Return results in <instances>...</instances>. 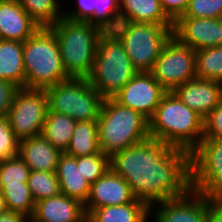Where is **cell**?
<instances>
[{
	"instance_id": "d4e9b609",
	"label": "cell",
	"mask_w": 222,
	"mask_h": 222,
	"mask_svg": "<svg viewBox=\"0 0 222 222\" xmlns=\"http://www.w3.org/2000/svg\"><path fill=\"white\" fill-rule=\"evenodd\" d=\"M76 123L77 121L69 115L48 111L40 135L54 147L65 152Z\"/></svg>"
},
{
	"instance_id": "83f0119b",
	"label": "cell",
	"mask_w": 222,
	"mask_h": 222,
	"mask_svg": "<svg viewBox=\"0 0 222 222\" xmlns=\"http://www.w3.org/2000/svg\"><path fill=\"white\" fill-rule=\"evenodd\" d=\"M196 78L222 82V45L196 50Z\"/></svg>"
},
{
	"instance_id": "74e56055",
	"label": "cell",
	"mask_w": 222,
	"mask_h": 222,
	"mask_svg": "<svg viewBox=\"0 0 222 222\" xmlns=\"http://www.w3.org/2000/svg\"><path fill=\"white\" fill-rule=\"evenodd\" d=\"M205 222H222V201H215L208 208Z\"/></svg>"
},
{
	"instance_id": "4316f807",
	"label": "cell",
	"mask_w": 222,
	"mask_h": 222,
	"mask_svg": "<svg viewBox=\"0 0 222 222\" xmlns=\"http://www.w3.org/2000/svg\"><path fill=\"white\" fill-rule=\"evenodd\" d=\"M17 1L40 27H51L63 17L64 11L60 10L62 8L61 0Z\"/></svg>"
},
{
	"instance_id": "f1b7e54d",
	"label": "cell",
	"mask_w": 222,
	"mask_h": 222,
	"mask_svg": "<svg viewBox=\"0 0 222 222\" xmlns=\"http://www.w3.org/2000/svg\"><path fill=\"white\" fill-rule=\"evenodd\" d=\"M1 191L8 211L19 212L27 218L32 217L35 209V201L27 183L6 185Z\"/></svg>"
},
{
	"instance_id": "ba28073f",
	"label": "cell",
	"mask_w": 222,
	"mask_h": 222,
	"mask_svg": "<svg viewBox=\"0 0 222 222\" xmlns=\"http://www.w3.org/2000/svg\"><path fill=\"white\" fill-rule=\"evenodd\" d=\"M48 111L79 121H97L104 101L87 79L70 78L46 88Z\"/></svg>"
},
{
	"instance_id": "52a82bcc",
	"label": "cell",
	"mask_w": 222,
	"mask_h": 222,
	"mask_svg": "<svg viewBox=\"0 0 222 222\" xmlns=\"http://www.w3.org/2000/svg\"><path fill=\"white\" fill-rule=\"evenodd\" d=\"M174 25L119 22L112 30L122 41L138 72H151L164 45L173 36Z\"/></svg>"
},
{
	"instance_id": "7402d4cb",
	"label": "cell",
	"mask_w": 222,
	"mask_h": 222,
	"mask_svg": "<svg viewBox=\"0 0 222 222\" xmlns=\"http://www.w3.org/2000/svg\"><path fill=\"white\" fill-rule=\"evenodd\" d=\"M174 25L165 14L160 0H119V22Z\"/></svg>"
},
{
	"instance_id": "cb8c5ba5",
	"label": "cell",
	"mask_w": 222,
	"mask_h": 222,
	"mask_svg": "<svg viewBox=\"0 0 222 222\" xmlns=\"http://www.w3.org/2000/svg\"><path fill=\"white\" fill-rule=\"evenodd\" d=\"M0 79L25 87L23 42L0 39Z\"/></svg>"
},
{
	"instance_id": "ac0fdd59",
	"label": "cell",
	"mask_w": 222,
	"mask_h": 222,
	"mask_svg": "<svg viewBox=\"0 0 222 222\" xmlns=\"http://www.w3.org/2000/svg\"><path fill=\"white\" fill-rule=\"evenodd\" d=\"M39 28L17 0H0V39L25 42Z\"/></svg>"
},
{
	"instance_id": "4dcf8cb0",
	"label": "cell",
	"mask_w": 222,
	"mask_h": 222,
	"mask_svg": "<svg viewBox=\"0 0 222 222\" xmlns=\"http://www.w3.org/2000/svg\"><path fill=\"white\" fill-rule=\"evenodd\" d=\"M30 173V168L19 155L0 161V189L6 185L27 183Z\"/></svg>"
},
{
	"instance_id": "ab89813d",
	"label": "cell",
	"mask_w": 222,
	"mask_h": 222,
	"mask_svg": "<svg viewBox=\"0 0 222 222\" xmlns=\"http://www.w3.org/2000/svg\"><path fill=\"white\" fill-rule=\"evenodd\" d=\"M7 211H8V209H7V206H6V201L3 198L2 191L0 189V215L7 212Z\"/></svg>"
},
{
	"instance_id": "8d00e7d4",
	"label": "cell",
	"mask_w": 222,
	"mask_h": 222,
	"mask_svg": "<svg viewBox=\"0 0 222 222\" xmlns=\"http://www.w3.org/2000/svg\"><path fill=\"white\" fill-rule=\"evenodd\" d=\"M189 0H160L165 14L175 22L182 16L188 6Z\"/></svg>"
},
{
	"instance_id": "7a4b0ae2",
	"label": "cell",
	"mask_w": 222,
	"mask_h": 222,
	"mask_svg": "<svg viewBox=\"0 0 222 222\" xmlns=\"http://www.w3.org/2000/svg\"><path fill=\"white\" fill-rule=\"evenodd\" d=\"M149 135L191 152L203 139V118L167 92L149 119Z\"/></svg>"
},
{
	"instance_id": "f546056e",
	"label": "cell",
	"mask_w": 222,
	"mask_h": 222,
	"mask_svg": "<svg viewBox=\"0 0 222 222\" xmlns=\"http://www.w3.org/2000/svg\"><path fill=\"white\" fill-rule=\"evenodd\" d=\"M27 184L35 202L61 194L56 172L31 171Z\"/></svg>"
},
{
	"instance_id": "6da1fadb",
	"label": "cell",
	"mask_w": 222,
	"mask_h": 222,
	"mask_svg": "<svg viewBox=\"0 0 222 222\" xmlns=\"http://www.w3.org/2000/svg\"><path fill=\"white\" fill-rule=\"evenodd\" d=\"M110 168L149 207L192 189L191 152L151 137L115 153Z\"/></svg>"
},
{
	"instance_id": "7c38bea8",
	"label": "cell",
	"mask_w": 222,
	"mask_h": 222,
	"mask_svg": "<svg viewBox=\"0 0 222 222\" xmlns=\"http://www.w3.org/2000/svg\"><path fill=\"white\" fill-rule=\"evenodd\" d=\"M166 93L150 72H138L114 99L149 120Z\"/></svg>"
},
{
	"instance_id": "30bf717a",
	"label": "cell",
	"mask_w": 222,
	"mask_h": 222,
	"mask_svg": "<svg viewBox=\"0 0 222 222\" xmlns=\"http://www.w3.org/2000/svg\"><path fill=\"white\" fill-rule=\"evenodd\" d=\"M47 112L46 89L20 87L7 115L16 138L21 141L40 135Z\"/></svg>"
},
{
	"instance_id": "484cf974",
	"label": "cell",
	"mask_w": 222,
	"mask_h": 222,
	"mask_svg": "<svg viewBox=\"0 0 222 222\" xmlns=\"http://www.w3.org/2000/svg\"><path fill=\"white\" fill-rule=\"evenodd\" d=\"M99 152H101V149L97 121L77 122L65 153L70 156L79 157Z\"/></svg>"
},
{
	"instance_id": "2e32d148",
	"label": "cell",
	"mask_w": 222,
	"mask_h": 222,
	"mask_svg": "<svg viewBox=\"0 0 222 222\" xmlns=\"http://www.w3.org/2000/svg\"><path fill=\"white\" fill-rule=\"evenodd\" d=\"M135 199L129 184L110 168L91 184L84 208L88 215L95 208L127 204Z\"/></svg>"
},
{
	"instance_id": "277c9868",
	"label": "cell",
	"mask_w": 222,
	"mask_h": 222,
	"mask_svg": "<svg viewBox=\"0 0 222 222\" xmlns=\"http://www.w3.org/2000/svg\"><path fill=\"white\" fill-rule=\"evenodd\" d=\"M97 123L100 149L109 157L150 137L149 120L114 98L104 99Z\"/></svg>"
},
{
	"instance_id": "9c48e42d",
	"label": "cell",
	"mask_w": 222,
	"mask_h": 222,
	"mask_svg": "<svg viewBox=\"0 0 222 222\" xmlns=\"http://www.w3.org/2000/svg\"><path fill=\"white\" fill-rule=\"evenodd\" d=\"M191 185L208 199L222 201V137L202 139L191 151Z\"/></svg>"
},
{
	"instance_id": "d6986e66",
	"label": "cell",
	"mask_w": 222,
	"mask_h": 222,
	"mask_svg": "<svg viewBox=\"0 0 222 222\" xmlns=\"http://www.w3.org/2000/svg\"><path fill=\"white\" fill-rule=\"evenodd\" d=\"M76 7L63 16L89 21L104 31H112L119 23V0H76Z\"/></svg>"
},
{
	"instance_id": "e575fe53",
	"label": "cell",
	"mask_w": 222,
	"mask_h": 222,
	"mask_svg": "<svg viewBox=\"0 0 222 222\" xmlns=\"http://www.w3.org/2000/svg\"><path fill=\"white\" fill-rule=\"evenodd\" d=\"M222 137V101L203 119V139Z\"/></svg>"
},
{
	"instance_id": "44dd1931",
	"label": "cell",
	"mask_w": 222,
	"mask_h": 222,
	"mask_svg": "<svg viewBox=\"0 0 222 222\" xmlns=\"http://www.w3.org/2000/svg\"><path fill=\"white\" fill-rule=\"evenodd\" d=\"M56 174L61 194L85 205L90 194L91 184L83 177L80 165H77V157L63 152L59 158Z\"/></svg>"
},
{
	"instance_id": "60d3db41",
	"label": "cell",
	"mask_w": 222,
	"mask_h": 222,
	"mask_svg": "<svg viewBox=\"0 0 222 222\" xmlns=\"http://www.w3.org/2000/svg\"><path fill=\"white\" fill-rule=\"evenodd\" d=\"M220 22H221V34H222V17L220 18ZM221 45H222V35H221Z\"/></svg>"
},
{
	"instance_id": "b9f144b4",
	"label": "cell",
	"mask_w": 222,
	"mask_h": 222,
	"mask_svg": "<svg viewBox=\"0 0 222 222\" xmlns=\"http://www.w3.org/2000/svg\"><path fill=\"white\" fill-rule=\"evenodd\" d=\"M26 222H35V221H33L31 218H28V219L26 220Z\"/></svg>"
},
{
	"instance_id": "3957f363",
	"label": "cell",
	"mask_w": 222,
	"mask_h": 222,
	"mask_svg": "<svg viewBox=\"0 0 222 222\" xmlns=\"http://www.w3.org/2000/svg\"><path fill=\"white\" fill-rule=\"evenodd\" d=\"M57 37L65 71L70 78L86 79L91 72L104 30L89 21L63 16L51 26Z\"/></svg>"
},
{
	"instance_id": "1f68e13d",
	"label": "cell",
	"mask_w": 222,
	"mask_h": 222,
	"mask_svg": "<svg viewBox=\"0 0 222 222\" xmlns=\"http://www.w3.org/2000/svg\"><path fill=\"white\" fill-rule=\"evenodd\" d=\"M77 165L83 177L90 183H94L110 169V157L102 151L96 154L77 157Z\"/></svg>"
},
{
	"instance_id": "f35d334b",
	"label": "cell",
	"mask_w": 222,
	"mask_h": 222,
	"mask_svg": "<svg viewBox=\"0 0 222 222\" xmlns=\"http://www.w3.org/2000/svg\"><path fill=\"white\" fill-rule=\"evenodd\" d=\"M28 218L19 212L7 211L0 215V222H26Z\"/></svg>"
},
{
	"instance_id": "8992f818",
	"label": "cell",
	"mask_w": 222,
	"mask_h": 222,
	"mask_svg": "<svg viewBox=\"0 0 222 222\" xmlns=\"http://www.w3.org/2000/svg\"><path fill=\"white\" fill-rule=\"evenodd\" d=\"M137 73L122 41L113 31H104L90 75L86 78L90 85L104 99L114 98Z\"/></svg>"
},
{
	"instance_id": "5b68a950",
	"label": "cell",
	"mask_w": 222,
	"mask_h": 222,
	"mask_svg": "<svg viewBox=\"0 0 222 222\" xmlns=\"http://www.w3.org/2000/svg\"><path fill=\"white\" fill-rule=\"evenodd\" d=\"M23 63L27 88L46 89L70 79L51 27H40L23 42Z\"/></svg>"
},
{
	"instance_id": "d6a6232c",
	"label": "cell",
	"mask_w": 222,
	"mask_h": 222,
	"mask_svg": "<svg viewBox=\"0 0 222 222\" xmlns=\"http://www.w3.org/2000/svg\"><path fill=\"white\" fill-rule=\"evenodd\" d=\"M222 0H189L188 6L179 18H221Z\"/></svg>"
},
{
	"instance_id": "5bb4252c",
	"label": "cell",
	"mask_w": 222,
	"mask_h": 222,
	"mask_svg": "<svg viewBox=\"0 0 222 222\" xmlns=\"http://www.w3.org/2000/svg\"><path fill=\"white\" fill-rule=\"evenodd\" d=\"M220 18H178L174 22L173 36L196 50L221 46Z\"/></svg>"
},
{
	"instance_id": "d590c367",
	"label": "cell",
	"mask_w": 222,
	"mask_h": 222,
	"mask_svg": "<svg viewBox=\"0 0 222 222\" xmlns=\"http://www.w3.org/2000/svg\"><path fill=\"white\" fill-rule=\"evenodd\" d=\"M19 87L0 79V116H7Z\"/></svg>"
},
{
	"instance_id": "ffe728a7",
	"label": "cell",
	"mask_w": 222,
	"mask_h": 222,
	"mask_svg": "<svg viewBox=\"0 0 222 222\" xmlns=\"http://www.w3.org/2000/svg\"><path fill=\"white\" fill-rule=\"evenodd\" d=\"M63 152L41 135L19 141V156L31 171L56 172Z\"/></svg>"
},
{
	"instance_id": "836d02e7",
	"label": "cell",
	"mask_w": 222,
	"mask_h": 222,
	"mask_svg": "<svg viewBox=\"0 0 222 222\" xmlns=\"http://www.w3.org/2000/svg\"><path fill=\"white\" fill-rule=\"evenodd\" d=\"M19 154V140L10 128L7 116H0V161Z\"/></svg>"
},
{
	"instance_id": "e0dca14e",
	"label": "cell",
	"mask_w": 222,
	"mask_h": 222,
	"mask_svg": "<svg viewBox=\"0 0 222 222\" xmlns=\"http://www.w3.org/2000/svg\"><path fill=\"white\" fill-rule=\"evenodd\" d=\"M31 219L35 222H87L84 204L60 194L35 202Z\"/></svg>"
},
{
	"instance_id": "4fadbf2b",
	"label": "cell",
	"mask_w": 222,
	"mask_h": 222,
	"mask_svg": "<svg viewBox=\"0 0 222 222\" xmlns=\"http://www.w3.org/2000/svg\"><path fill=\"white\" fill-rule=\"evenodd\" d=\"M214 202L191 189L186 195L152 205L150 212L154 211L155 222H205L208 208Z\"/></svg>"
},
{
	"instance_id": "9a60e30c",
	"label": "cell",
	"mask_w": 222,
	"mask_h": 222,
	"mask_svg": "<svg viewBox=\"0 0 222 222\" xmlns=\"http://www.w3.org/2000/svg\"><path fill=\"white\" fill-rule=\"evenodd\" d=\"M172 92L204 119L222 101V82L195 77Z\"/></svg>"
},
{
	"instance_id": "603a6c76",
	"label": "cell",
	"mask_w": 222,
	"mask_h": 222,
	"mask_svg": "<svg viewBox=\"0 0 222 222\" xmlns=\"http://www.w3.org/2000/svg\"><path fill=\"white\" fill-rule=\"evenodd\" d=\"M150 213L146 203L135 199L127 204L95 208L87 215V222H149Z\"/></svg>"
},
{
	"instance_id": "8fae6325",
	"label": "cell",
	"mask_w": 222,
	"mask_h": 222,
	"mask_svg": "<svg viewBox=\"0 0 222 222\" xmlns=\"http://www.w3.org/2000/svg\"><path fill=\"white\" fill-rule=\"evenodd\" d=\"M150 73L167 92H171L196 77V51L172 36Z\"/></svg>"
}]
</instances>
